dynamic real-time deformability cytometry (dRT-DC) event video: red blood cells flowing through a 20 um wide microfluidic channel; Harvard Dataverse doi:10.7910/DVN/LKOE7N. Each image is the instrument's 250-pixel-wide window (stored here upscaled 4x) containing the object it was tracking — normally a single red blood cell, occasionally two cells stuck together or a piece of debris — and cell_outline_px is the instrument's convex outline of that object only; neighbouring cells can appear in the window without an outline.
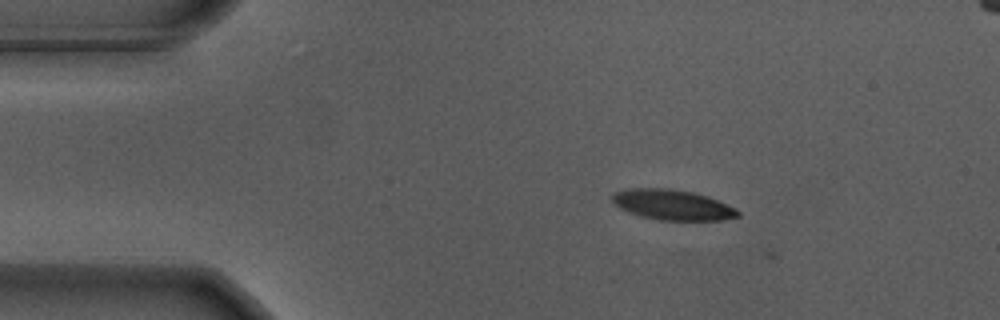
{"species": "Egyptian fruit bat (a non-hibernating species)", "species_latin": "Rousettus aegyptiacus", "temperature_condition": "warm", "stored_images_in_passage": 5, "camera_frame_rate_fps": 3000, "um_per_image_px": 0.085, "animal": {"sex": "male"}, "frame": {"image": 1, "passage_image": 4, "time_ms": 1.0, "image_size_px": [1000, 320], "cell_outline_px": [[740, 216], [724, 220], [660, 220], [640, 216], [628, 212], [620, 208], [612, 200], [612, 196], [616, 192], [624, 188], [668, 188], [692, 192], [708, 196], [736, 208], [740, 212]], "centroid_in_image_um": [57.17, 17.41], "position_along_channel_um": 27.8, "area_um2": 22.25}}